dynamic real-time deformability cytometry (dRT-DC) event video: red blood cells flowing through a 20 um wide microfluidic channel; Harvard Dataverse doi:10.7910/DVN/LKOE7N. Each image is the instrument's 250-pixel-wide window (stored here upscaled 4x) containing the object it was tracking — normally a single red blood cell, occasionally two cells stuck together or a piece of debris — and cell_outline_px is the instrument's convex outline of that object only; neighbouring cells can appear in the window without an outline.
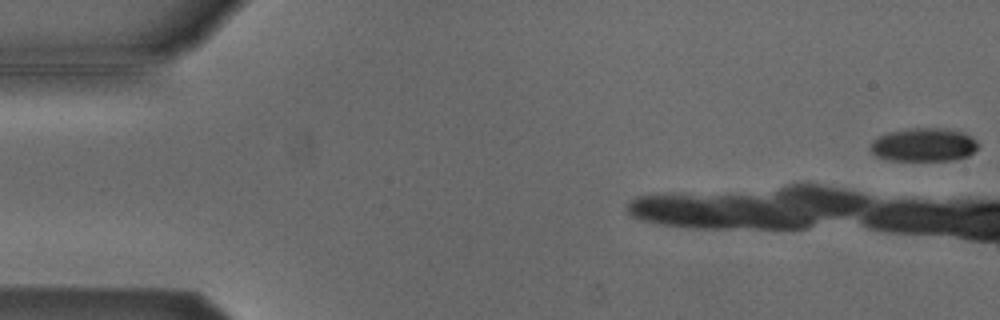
{"species": "Egyptian fruit bat (a non-hibernating species)", "species_latin": "Rousettus aegyptiacus", "temperature_condition": "cold", "stored_images_in_passage": 5, "camera_frame_rate_fps": 3000, "um_per_image_px": 0.085, "animal": {"sex": "male"}, "frame": {"image": 1, "passage_image": 1, "time_ms": 0.0, "image_size_px": [1000, 320], "cell_outline_px": [[980, 144], [968, 156], [952, 160], [892, 160], [880, 156], [872, 152], [872, 140], [888, 132], [908, 128], [944, 128], [960, 132], [972, 136]], "centroid_in_image_um": [78.56, 12.29], "position_along_channel_um": 6.4, "area_um2": 20.69}}